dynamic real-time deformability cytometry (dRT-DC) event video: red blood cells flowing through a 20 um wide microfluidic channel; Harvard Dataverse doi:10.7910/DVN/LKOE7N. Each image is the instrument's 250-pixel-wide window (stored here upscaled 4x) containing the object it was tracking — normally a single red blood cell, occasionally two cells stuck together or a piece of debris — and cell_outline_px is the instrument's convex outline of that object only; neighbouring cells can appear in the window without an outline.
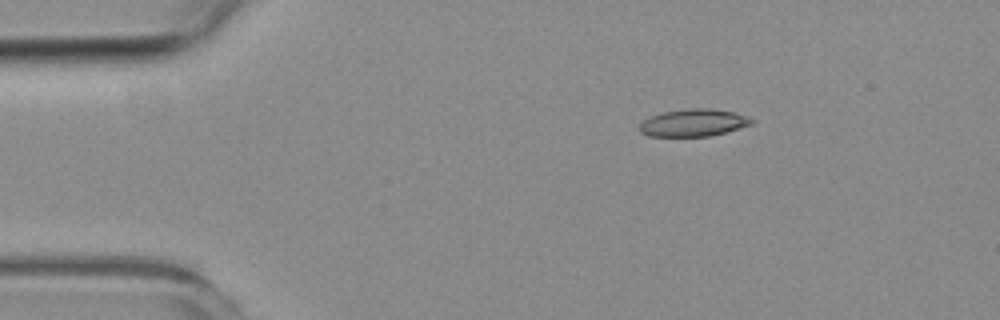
{"species": "common noctule bat (a hibernating species)", "species_latin": "Nyctalus noctula", "temperature_condition": "room temperature", "stored_images_in_passage": 9, "camera_frame_rate_fps": 3000, "um_per_image_px": 0.085, "animal": {"sex": "female", "body_mass_g": 19.3, "forearm_length_mm": 54.1}, "frame": {"image": 1, "passage_image": 2, "time_ms": 1.0, "image_size_px": [1000, 320], "cell_outline_px": [[756, 120], [752, 124], [724, 132], [708, 136], [648, 136], [640, 132], [640, 124], [644, 120], [652, 116], [664, 112], [688, 108], [708, 108], [732, 112]], "centroid_in_image_um": [58.93, 10.43], "position_along_channel_um": 26.1, "area_um2": 17.51}}
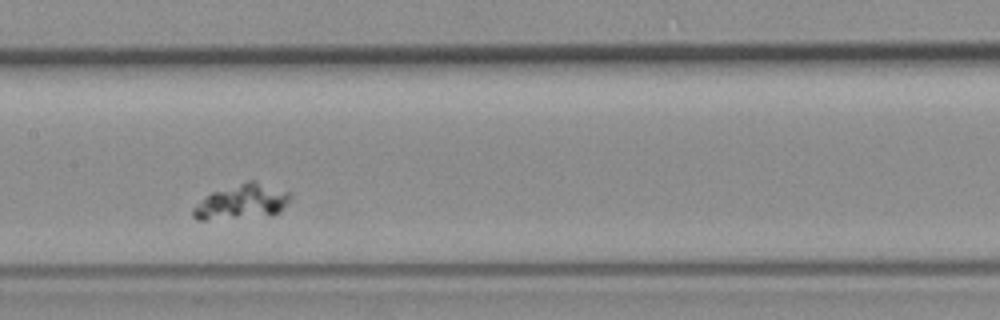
{"frame": {"image": 2, "passage_image": 8, "time_ms": 8.0, "image_size_px": [1000, 320], "cell_outline_px": [[292, 196], [280, 212], [272, 216], [204, 220], [196, 220], [192, 216], [192, 208], [204, 196], [212, 192], [248, 180], [256, 180], [292, 192]], "centroid_in_image_um": [20.58, 17.15], "position_along_channel_um": 186.8, "area_um2": 20.29}}
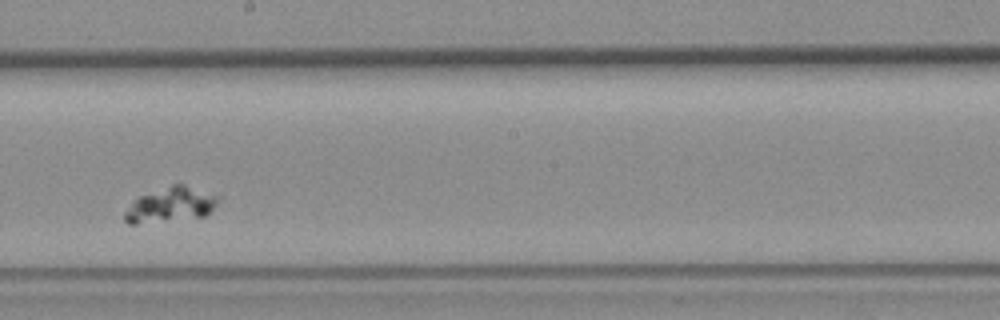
{"frame": {"image": 3, "passage_image": 9, "time_ms": 9.333, "image_size_px": [1000, 320], "cell_outline_px": [[220, 200], [204, 216], [136, 224], [128, 224], [124, 220], [124, 212], [140, 196], [180, 180], [220, 196]], "centroid_in_image_um": [14.55, 17.35], "position_along_channel_um": 233.6, "area_um2": 19.25}}